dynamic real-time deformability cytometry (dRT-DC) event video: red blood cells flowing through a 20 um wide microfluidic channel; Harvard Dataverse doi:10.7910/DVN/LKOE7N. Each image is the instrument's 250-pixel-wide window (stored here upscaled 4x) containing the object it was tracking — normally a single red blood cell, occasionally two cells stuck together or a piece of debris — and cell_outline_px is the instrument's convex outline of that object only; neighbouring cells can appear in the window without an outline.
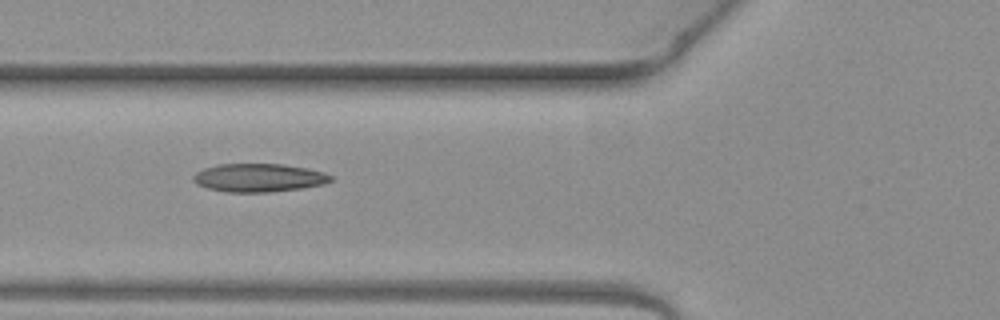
{"species": "common noctule bat (a hibernating species)", "species_latin": "Nyctalus noctula", "temperature_condition": "warm", "stored_images_in_passage": 8, "camera_frame_rate_fps": 3000, "um_per_image_px": 0.085, "animal": {"sex": "female", "body_mass_g": 19.3, "forearm_length_mm": 54.1}, "frame": {"image": 1, "passage_image": 7, "time_ms": 2.0, "image_size_px": [1000, 320], "cell_outline_px": [[332, 180], [324, 184], [300, 188], [268, 192], [228, 192], [208, 188], [196, 184], [192, 180], [192, 176], [196, 172], [204, 168], [216, 164], [280, 164], [308, 168], [324, 172], [332, 176]], "centroid_in_image_um": [21.97, 15.1], "position_along_channel_um": 103.8, "area_um2": 22.66}}
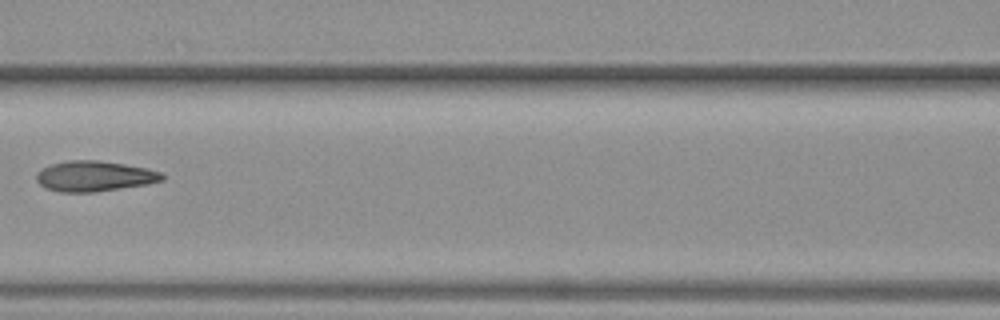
{"frame": {"image": 2, "passage_image": 8, "time_ms": 2.333, "image_size_px": [1000, 320], "cell_outline_px": [[164, 180], [148, 184], [92, 192], [60, 192], [48, 188], [40, 184], [36, 180], [36, 172], [52, 164], [68, 160], [96, 160], [124, 164], [148, 168], [160, 172], [164, 176]], "centroid_in_image_um": [8.03, 14.97], "position_along_channel_um": 158.6, "area_um2": 22.14}}